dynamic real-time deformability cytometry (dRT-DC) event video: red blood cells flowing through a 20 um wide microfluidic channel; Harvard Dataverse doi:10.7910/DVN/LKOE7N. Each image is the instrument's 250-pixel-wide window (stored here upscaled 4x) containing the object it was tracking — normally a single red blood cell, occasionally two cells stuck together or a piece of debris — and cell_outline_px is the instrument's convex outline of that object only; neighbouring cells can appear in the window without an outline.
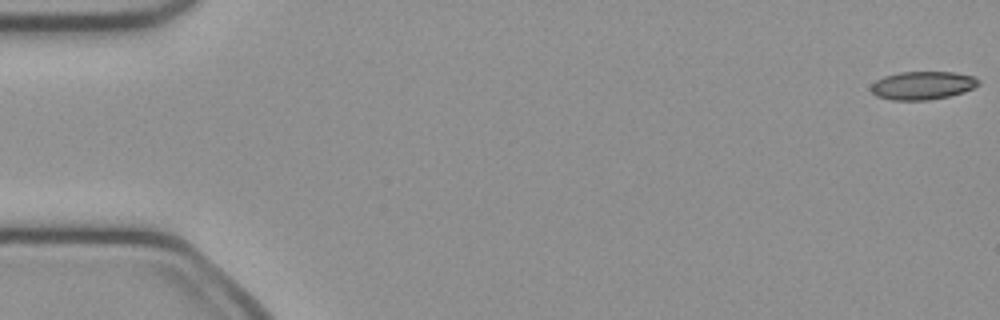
{"species": "common noctule bat (a hibernating species)", "species_latin": "Nyctalus noctula", "temperature_condition": "cold", "stored_images_in_passage": 51, "camera_frame_rate_fps": 3000, "um_per_image_px": 0.085, "animal": {"sex": "female", "body_mass_g": 21.9}, "frame": {"image": 1, "passage_image": 1, "time_ms": 0.0, "image_size_px": [1000, 320], "cell_outline_px": [[980, 84], [964, 92], [948, 96], [928, 100], [892, 100], [876, 96], [872, 92], [872, 84], [876, 80], [884, 76], [900, 72], [956, 72], [976, 76], [980, 80]], "centroid_in_image_um": [78.45, 7.25], "position_along_channel_um": 6.5, "area_um2": 17.74}}
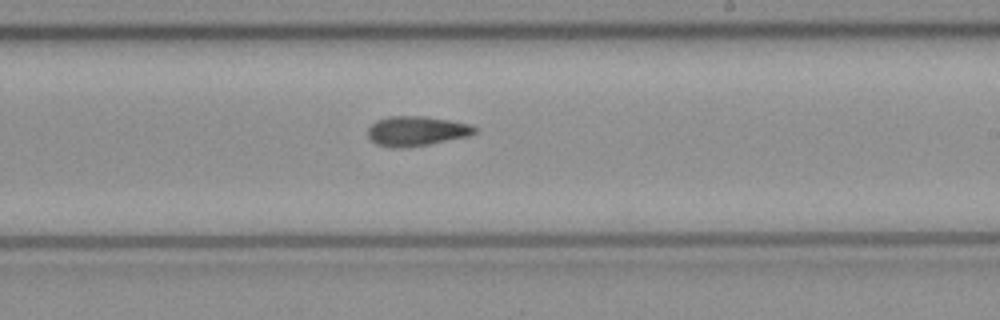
{"frame": {"image": 2, "passage_image": 30, "time_ms": 9.667, "image_size_px": [1000, 320], "cell_outline_px": [[476, 132], [468, 136], [408, 148], [392, 148], [376, 144], [368, 136], [368, 128], [376, 120], [388, 116], [424, 116], [472, 124], [476, 128]], "centroid_in_image_um": [35.38, 11.14], "position_along_channel_um": 253.6, "area_um2": 18.55}}
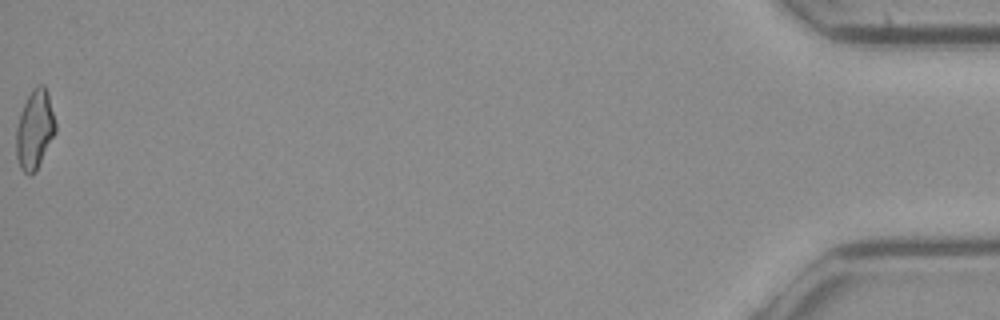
{"frame": {"image": 3, "passage_image": 51, "time_ms": 16.667, "image_size_px": [1000, 320], "cell_outline_px": [[56, 132], [36, 172], [32, 176], [28, 176], [20, 168], [16, 156], [16, 128], [20, 112], [32, 88], [36, 84], [44, 84], [48, 92], [56, 124]], "centroid_in_image_um": [2.95, 11.03], "position_along_channel_um": 432.2, "area_um2": 18.44}, "authors_computed_cell_mechanics": {"area_um2": 18.1492, "velocity_mm_per_s": 4.0766, "shape_relaxation_time_tau1_ms": null, "shape_relaxation_time_tau2_ms": 4.5863, "deformation_change_tau1": null, "deformation_change_tau2": 0.1276}}